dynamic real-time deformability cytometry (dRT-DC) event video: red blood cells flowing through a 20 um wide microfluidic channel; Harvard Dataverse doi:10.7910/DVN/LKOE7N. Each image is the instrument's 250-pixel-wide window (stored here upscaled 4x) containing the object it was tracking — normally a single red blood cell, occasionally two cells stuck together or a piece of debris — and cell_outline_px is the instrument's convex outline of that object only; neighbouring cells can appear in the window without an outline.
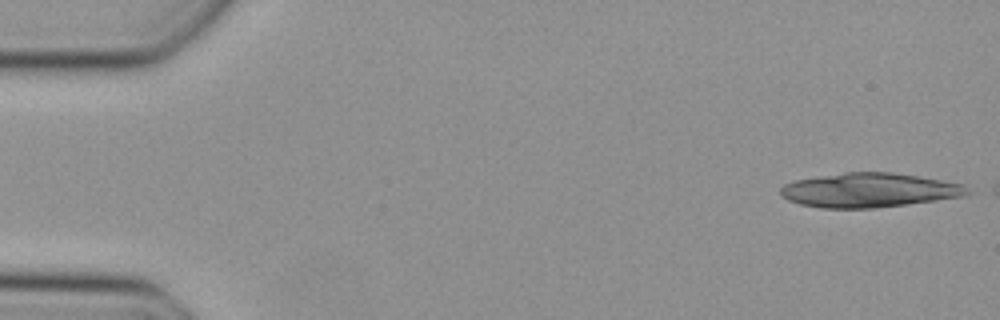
{"species": "Egyptian fruit bat (a non-hibernating species)", "species_latin": "Rousettus aegyptiacus", "temperature_condition": "cold", "stored_images_in_passage": 9, "camera_frame_rate_fps": 3000, "um_per_image_px": 0.085, "animal": {"sex": "female"}, "frame": {"image": 1, "passage_image": 1, "time_ms": 0.0, "image_size_px": [1000, 320], "cell_outline_px": [[976, 192], [968, 196], [876, 208], [820, 208], [800, 204], [788, 200], [780, 196], [780, 188], [784, 184], [796, 180], [816, 176], [844, 172], [892, 172], [964, 184]], "centroid_in_image_um": [73.92, 16.17], "position_along_channel_um": 11.1, "area_um2": 37.74}}